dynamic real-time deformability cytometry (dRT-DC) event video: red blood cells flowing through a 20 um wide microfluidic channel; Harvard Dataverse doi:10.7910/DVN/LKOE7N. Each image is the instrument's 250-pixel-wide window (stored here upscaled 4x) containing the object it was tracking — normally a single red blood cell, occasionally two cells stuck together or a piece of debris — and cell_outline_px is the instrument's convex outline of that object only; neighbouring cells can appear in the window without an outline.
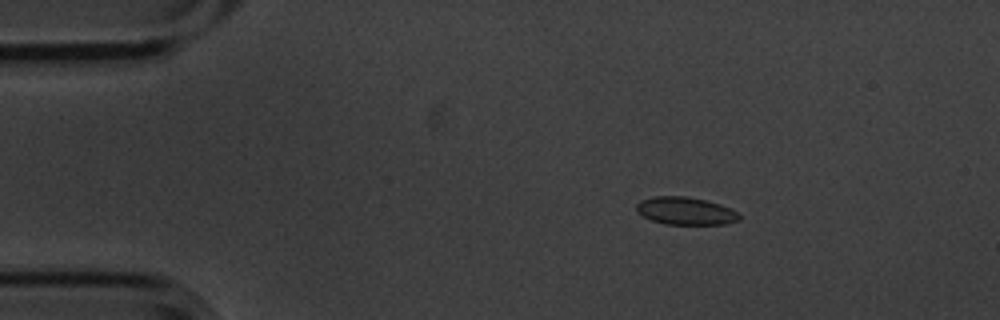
{"species": "common noctule bat (a hibernating species)", "species_latin": "Nyctalus noctula", "temperature_condition": "cold", "stored_images_in_passage": 4, "camera_frame_rate_fps": 3000, "um_per_image_px": 0.085, "animal": {"sex": "male", "body_mass_g": 20.1, "forearm_length_mm": 53.5}, "frame": {"image": 1, "passage_image": 2, "time_ms": 0.333, "image_size_px": [1000, 320], "cell_outline_px": [[740, 220], [724, 224], [664, 224], [652, 220], [636, 212], [636, 204], [640, 200], [656, 196], [684, 196], [704, 200], [720, 204], [736, 212], [740, 216]], "centroid_in_image_um": [58.23, 17.93], "position_along_channel_um": 26.8, "area_um2": 16.42}}